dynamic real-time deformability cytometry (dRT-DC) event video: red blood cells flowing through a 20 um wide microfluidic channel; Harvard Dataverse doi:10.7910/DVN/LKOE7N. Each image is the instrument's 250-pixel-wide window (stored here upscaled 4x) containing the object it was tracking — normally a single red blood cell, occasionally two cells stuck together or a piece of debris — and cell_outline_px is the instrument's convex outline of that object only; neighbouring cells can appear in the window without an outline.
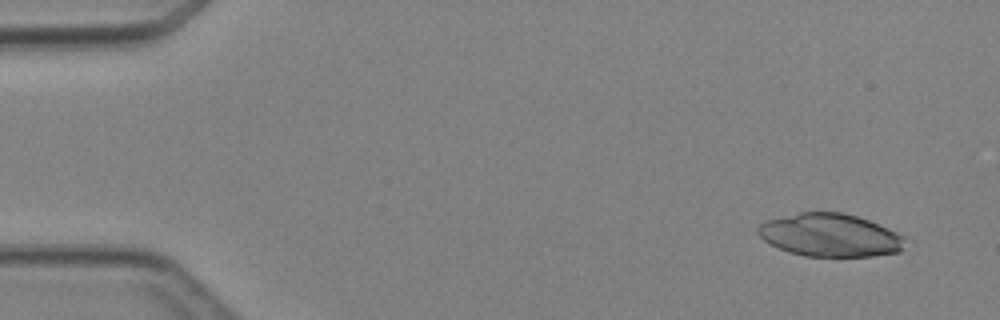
{"species": "Egyptian fruit bat (a non-hibernating species)", "species_latin": "Rousettus aegyptiacus", "temperature_condition": "cold", "stored_images_in_passage": 3, "camera_frame_rate_fps": 3000, "um_per_image_px": 0.085, "animal": {"sex": "female"}, "frame": {"image": 1, "passage_image": 1, "time_ms": 0.0, "image_size_px": [1000, 320], "cell_outline_px": [[904, 236], [900, 252], [872, 256], [804, 256], [788, 252], [764, 240], [756, 232], [756, 228], [760, 224], [768, 220], [800, 212], [844, 212], [868, 220], [896, 232]], "centroid_in_image_um": [70.53, 19.99], "position_along_channel_um": 14.5, "area_um2": 36.47}}